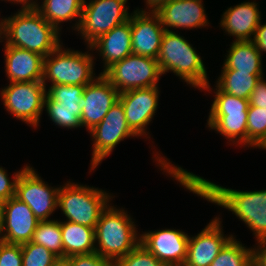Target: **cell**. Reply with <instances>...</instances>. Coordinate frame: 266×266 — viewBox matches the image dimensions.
<instances>
[{
  "label": "cell",
  "instance_id": "cell-1",
  "mask_svg": "<svg viewBox=\"0 0 266 266\" xmlns=\"http://www.w3.org/2000/svg\"><path fill=\"white\" fill-rule=\"evenodd\" d=\"M59 31L35 8H22L0 22V38H6V45L36 52L43 57L60 45Z\"/></svg>",
  "mask_w": 266,
  "mask_h": 266
},
{
  "label": "cell",
  "instance_id": "cell-2",
  "mask_svg": "<svg viewBox=\"0 0 266 266\" xmlns=\"http://www.w3.org/2000/svg\"><path fill=\"white\" fill-rule=\"evenodd\" d=\"M157 61L162 74L170 70L195 88L210 89L201 57L183 36L165 31Z\"/></svg>",
  "mask_w": 266,
  "mask_h": 266
},
{
  "label": "cell",
  "instance_id": "cell-3",
  "mask_svg": "<svg viewBox=\"0 0 266 266\" xmlns=\"http://www.w3.org/2000/svg\"><path fill=\"white\" fill-rule=\"evenodd\" d=\"M136 232L134 222L127 212L108 205L96 224L95 241H98L99 247H95V252L116 262L140 243Z\"/></svg>",
  "mask_w": 266,
  "mask_h": 266
},
{
  "label": "cell",
  "instance_id": "cell-4",
  "mask_svg": "<svg viewBox=\"0 0 266 266\" xmlns=\"http://www.w3.org/2000/svg\"><path fill=\"white\" fill-rule=\"evenodd\" d=\"M109 199L111 196L98 188L67 183L59 189L57 206L61 208L68 221L96 228L100 214L107 207Z\"/></svg>",
  "mask_w": 266,
  "mask_h": 266
},
{
  "label": "cell",
  "instance_id": "cell-5",
  "mask_svg": "<svg viewBox=\"0 0 266 266\" xmlns=\"http://www.w3.org/2000/svg\"><path fill=\"white\" fill-rule=\"evenodd\" d=\"M93 56L74 50H62L60 44L47 57H44L43 83L51 85H84L95 80L93 77Z\"/></svg>",
  "mask_w": 266,
  "mask_h": 266
},
{
  "label": "cell",
  "instance_id": "cell-6",
  "mask_svg": "<svg viewBox=\"0 0 266 266\" xmlns=\"http://www.w3.org/2000/svg\"><path fill=\"white\" fill-rule=\"evenodd\" d=\"M101 74L121 93L157 86L162 72L157 59L132 53Z\"/></svg>",
  "mask_w": 266,
  "mask_h": 266
},
{
  "label": "cell",
  "instance_id": "cell-7",
  "mask_svg": "<svg viewBox=\"0 0 266 266\" xmlns=\"http://www.w3.org/2000/svg\"><path fill=\"white\" fill-rule=\"evenodd\" d=\"M127 0H84L82 17L77 31H80L90 46L100 36L130 19Z\"/></svg>",
  "mask_w": 266,
  "mask_h": 266
},
{
  "label": "cell",
  "instance_id": "cell-8",
  "mask_svg": "<svg viewBox=\"0 0 266 266\" xmlns=\"http://www.w3.org/2000/svg\"><path fill=\"white\" fill-rule=\"evenodd\" d=\"M1 97L7 111L36 127L44 108L46 85L43 81L10 83L2 89Z\"/></svg>",
  "mask_w": 266,
  "mask_h": 266
},
{
  "label": "cell",
  "instance_id": "cell-9",
  "mask_svg": "<svg viewBox=\"0 0 266 266\" xmlns=\"http://www.w3.org/2000/svg\"><path fill=\"white\" fill-rule=\"evenodd\" d=\"M94 139L91 170L109 155L124 138L136 136L129 128L124 108L118 100L103 120L89 131Z\"/></svg>",
  "mask_w": 266,
  "mask_h": 266
},
{
  "label": "cell",
  "instance_id": "cell-10",
  "mask_svg": "<svg viewBox=\"0 0 266 266\" xmlns=\"http://www.w3.org/2000/svg\"><path fill=\"white\" fill-rule=\"evenodd\" d=\"M33 169L24 167L17 180L15 197L26 203L39 221H45L58 208L60 188H50Z\"/></svg>",
  "mask_w": 266,
  "mask_h": 266
},
{
  "label": "cell",
  "instance_id": "cell-11",
  "mask_svg": "<svg viewBox=\"0 0 266 266\" xmlns=\"http://www.w3.org/2000/svg\"><path fill=\"white\" fill-rule=\"evenodd\" d=\"M84 85H51L46 91L44 107L48 116L58 126L77 128L81 124L79 103L83 96Z\"/></svg>",
  "mask_w": 266,
  "mask_h": 266
},
{
  "label": "cell",
  "instance_id": "cell-12",
  "mask_svg": "<svg viewBox=\"0 0 266 266\" xmlns=\"http://www.w3.org/2000/svg\"><path fill=\"white\" fill-rule=\"evenodd\" d=\"M118 90L100 73L83 90L81 102V124L89 131L98 125L110 108L118 101Z\"/></svg>",
  "mask_w": 266,
  "mask_h": 266
},
{
  "label": "cell",
  "instance_id": "cell-13",
  "mask_svg": "<svg viewBox=\"0 0 266 266\" xmlns=\"http://www.w3.org/2000/svg\"><path fill=\"white\" fill-rule=\"evenodd\" d=\"M158 91V87L153 86L119 93L118 100L124 108L127 124L136 136L146 135L145 127L157 110Z\"/></svg>",
  "mask_w": 266,
  "mask_h": 266
},
{
  "label": "cell",
  "instance_id": "cell-14",
  "mask_svg": "<svg viewBox=\"0 0 266 266\" xmlns=\"http://www.w3.org/2000/svg\"><path fill=\"white\" fill-rule=\"evenodd\" d=\"M189 236L180 230L165 229L145 232L140 243L167 266H181L187 257Z\"/></svg>",
  "mask_w": 266,
  "mask_h": 266
},
{
  "label": "cell",
  "instance_id": "cell-15",
  "mask_svg": "<svg viewBox=\"0 0 266 266\" xmlns=\"http://www.w3.org/2000/svg\"><path fill=\"white\" fill-rule=\"evenodd\" d=\"M39 222L29 206L14 196L5 201L0 240L9 244L30 242Z\"/></svg>",
  "mask_w": 266,
  "mask_h": 266
},
{
  "label": "cell",
  "instance_id": "cell-16",
  "mask_svg": "<svg viewBox=\"0 0 266 266\" xmlns=\"http://www.w3.org/2000/svg\"><path fill=\"white\" fill-rule=\"evenodd\" d=\"M164 32L154 12L137 9L131 15L132 53L157 59Z\"/></svg>",
  "mask_w": 266,
  "mask_h": 266
},
{
  "label": "cell",
  "instance_id": "cell-17",
  "mask_svg": "<svg viewBox=\"0 0 266 266\" xmlns=\"http://www.w3.org/2000/svg\"><path fill=\"white\" fill-rule=\"evenodd\" d=\"M220 218L215 217L195 237H189L185 266H210L224 245L233 237H225Z\"/></svg>",
  "mask_w": 266,
  "mask_h": 266
},
{
  "label": "cell",
  "instance_id": "cell-18",
  "mask_svg": "<svg viewBox=\"0 0 266 266\" xmlns=\"http://www.w3.org/2000/svg\"><path fill=\"white\" fill-rule=\"evenodd\" d=\"M154 13L159 17L164 31H170L167 27L193 29L208 25L202 0H172Z\"/></svg>",
  "mask_w": 266,
  "mask_h": 266
},
{
  "label": "cell",
  "instance_id": "cell-19",
  "mask_svg": "<svg viewBox=\"0 0 266 266\" xmlns=\"http://www.w3.org/2000/svg\"><path fill=\"white\" fill-rule=\"evenodd\" d=\"M5 67L10 83L43 80L44 57L36 52L5 44Z\"/></svg>",
  "mask_w": 266,
  "mask_h": 266
},
{
  "label": "cell",
  "instance_id": "cell-20",
  "mask_svg": "<svg viewBox=\"0 0 266 266\" xmlns=\"http://www.w3.org/2000/svg\"><path fill=\"white\" fill-rule=\"evenodd\" d=\"M257 4L243 2L233 8H228L222 15L221 26L229 35L235 36V41H251L256 29L261 23V15Z\"/></svg>",
  "mask_w": 266,
  "mask_h": 266
},
{
  "label": "cell",
  "instance_id": "cell-21",
  "mask_svg": "<svg viewBox=\"0 0 266 266\" xmlns=\"http://www.w3.org/2000/svg\"><path fill=\"white\" fill-rule=\"evenodd\" d=\"M88 47L100 51V56L105 62L104 71L115 62L132 54L131 16L128 21L100 36Z\"/></svg>",
  "mask_w": 266,
  "mask_h": 266
},
{
  "label": "cell",
  "instance_id": "cell-22",
  "mask_svg": "<svg viewBox=\"0 0 266 266\" xmlns=\"http://www.w3.org/2000/svg\"><path fill=\"white\" fill-rule=\"evenodd\" d=\"M64 258L95 252V228L70 221L60 222Z\"/></svg>",
  "mask_w": 266,
  "mask_h": 266
},
{
  "label": "cell",
  "instance_id": "cell-23",
  "mask_svg": "<svg viewBox=\"0 0 266 266\" xmlns=\"http://www.w3.org/2000/svg\"><path fill=\"white\" fill-rule=\"evenodd\" d=\"M223 69L249 74H263L262 58L253 41H234L230 46Z\"/></svg>",
  "mask_w": 266,
  "mask_h": 266
},
{
  "label": "cell",
  "instance_id": "cell-24",
  "mask_svg": "<svg viewBox=\"0 0 266 266\" xmlns=\"http://www.w3.org/2000/svg\"><path fill=\"white\" fill-rule=\"evenodd\" d=\"M42 3L41 7L37 4L35 9L57 30L60 29L59 23L79 17V21L75 25V29L78 30L84 0H44Z\"/></svg>",
  "mask_w": 266,
  "mask_h": 266
},
{
  "label": "cell",
  "instance_id": "cell-25",
  "mask_svg": "<svg viewBox=\"0 0 266 266\" xmlns=\"http://www.w3.org/2000/svg\"><path fill=\"white\" fill-rule=\"evenodd\" d=\"M248 113H228V115H209L207 125L233 143L247 144ZM234 140V141H233Z\"/></svg>",
  "mask_w": 266,
  "mask_h": 266
},
{
  "label": "cell",
  "instance_id": "cell-26",
  "mask_svg": "<svg viewBox=\"0 0 266 266\" xmlns=\"http://www.w3.org/2000/svg\"><path fill=\"white\" fill-rule=\"evenodd\" d=\"M263 74H249V72H235L232 69H223L217 86L228 94L249 100L251 92Z\"/></svg>",
  "mask_w": 266,
  "mask_h": 266
},
{
  "label": "cell",
  "instance_id": "cell-27",
  "mask_svg": "<svg viewBox=\"0 0 266 266\" xmlns=\"http://www.w3.org/2000/svg\"><path fill=\"white\" fill-rule=\"evenodd\" d=\"M31 242L44 246L58 258H64L61 226L57 220L40 221Z\"/></svg>",
  "mask_w": 266,
  "mask_h": 266
},
{
  "label": "cell",
  "instance_id": "cell-28",
  "mask_svg": "<svg viewBox=\"0 0 266 266\" xmlns=\"http://www.w3.org/2000/svg\"><path fill=\"white\" fill-rule=\"evenodd\" d=\"M210 266H253V249H247L232 237Z\"/></svg>",
  "mask_w": 266,
  "mask_h": 266
},
{
  "label": "cell",
  "instance_id": "cell-29",
  "mask_svg": "<svg viewBox=\"0 0 266 266\" xmlns=\"http://www.w3.org/2000/svg\"><path fill=\"white\" fill-rule=\"evenodd\" d=\"M266 144V109L248 107L247 145L262 148Z\"/></svg>",
  "mask_w": 266,
  "mask_h": 266
},
{
  "label": "cell",
  "instance_id": "cell-30",
  "mask_svg": "<svg viewBox=\"0 0 266 266\" xmlns=\"http://www.w3.org/2000/svg\"><path fill=\"white\" fill-rule=\"evenodd\" d=\"M216 95L209 115H228V113H248L249 100L223 92L216 85Z\"/></svg>",
  "mask_w": 266,
  "mask_h": 266
},
{
  "label": "cell",
  "instance_id": "cell-31",
  "mask_svg": "<svg viewBox=\"0 0 266 266\" xmlns=\"http://www.w3.org/2000/svg\"><path fill=\"white\" fill-rule=\"evenodd\" d=\"M22 266H51L58 257L44 246L26 242L21 244Z\"/></svg>",
  "mask_w": 266,
  "mask_h": 266
},
{
  "label": "cell",
  "instance_id": "cell-32",
  "mask_svg": "<svg viewBox=\"0 0 266 266\" xmlns=\"http://www.w3.org/2000/svg\"><path fill=\"white\" fill-rule=\"evenodd\" d=\"M115 266H167L159 261L141 243L130 253L115 262Z\"/></svg>",
  "mask_w": 266,
  "mask_h": 266
},
{
  "label": "cell",
  "instance_id": "cell-33",
  "mask_svg": "<svg viewBox=\"0 0 266 266\" xmlns=\"http://www.w3.org/2000/svg\"><path fill=\"white\" fill-rule=\"evenodd\" d=\"M0 266H22L21 244H9L0 240Z\"/></svg>",
  "mask_w": 266,
  "mask_h": 266
},
{
  "label": "cell",
  "instance_id": "cell-34",
  "mask_svg": "<svg viewBox=\"0 0 266 266\" xmlns=\"http://www.w3.org/2000/svg\"><path fill=\"white\" fill-rule=\"evenodd\" d=\"M70 266H115V262L101 257L96 252L73 255L67 258Z\"/></svg>",
  "mask_w": 266,
  "mask_h": 266
},
{
  "label": "cell",
  "instance_id": "cell-35",
  "mask_svg": "<svg viewBox=\"0 0 266 266\" xmlns=\"http://www.w3.org/2000/svg\"><path fill=\"white\" fill-rule=\"evenodd\" d=\"M23 170L24 169L17 172L12 178L13 182H10L5 172L6 170L0 167V198L1 199L6 201L15 196L17 180Z\"/></svg>",
  "mask_w": 266,
  "mask_h": 266
},
{
  "label": "cell",
  "instance_id": "cell-36",
  "mask_svg": "<svg viewBox=\"0 0 266 266\" xmlns=\"http://www.w3.org/2000/svg\"><path fill=\"white\" fill-rule=\"evenodd\" d=\"M249 106L266 109V81L261 77L249 98Z\"/></svg>",
  "mask_w": 266,
  "mask_h": 266
},
{
  "label": "cell",
  "instance_id": "cell-37",
  "mask_svg": "<svg viewBox=\"0 0 266 266\" xmlns=\"http://www.w3.org/2000/svg\"><path fill=\"white\" fill-rule=\"evenodd\" d=\"M252 41L260 54H262V52H266V24H259Z\"/></svg>",
  "mask_w": 266,
  "mask_h": 266
},
{
  "label": "cell",
  "instance_id": "cell-38",
  "mask_svg": "<svg viewBox=\"0 0 266 266\" xmlns=\"http://www.w3.org/2000/svg\"><path fill=\"white\" fill-rule=\"evenodd\" d=\"M259 249H253V266H266V239L258 240Z\"/></svg>",
  "mask_w": 266,
  "mask_h": 266
},
{
  "label": "cell",
  "instance_id": "cell-39",
  "mask_svg": "<svg viewBox=\"0 0 266 266\" xmlns=\"http://www.w3.org/2000/svg\"><path fill=\"white\" fill-rule=\"evenodd\" d=\"M170 1L172 0H146V4L152 9L151 12H155L160 6Z\"/></svg>",
  "mask_w": 266,
  "mask_h": 266
},
{
  "label": "cell",
  "instance_id": "cell-40",
  "mask_svg": "<svg viewBox=\"0 0 266 266\" xmlns=\"http://www.w3.org/2000/svg\"><path fill=\"white\" fill-rule=\"evenodd\" d=\"M6 1H13L18 2V3H22V8H35L37 6V3H35V1L31 2L30 0H6Z\"/></svg>",
  "mask_w": 266,
  "mask_h": 266
},
{
  "label": "cell",
  "instance_id": "cell-41",
  "mask_svg": "<svg viewBox=\"0 0 266 266\" xmlns=\"http://www.w3.org/2000/svg\"><path fill=\"white\" fill-rule=\"evenodd\" d=\"M51 266H70L67 258H58Z\"/></svg>",
  "mask_w": 266,
  "mask_h": 266
},
{
  "label": "cell",
  "instance_id": "cell-42",
  "mask_svg": "<svg viewBox=\"0 0 266 266\" xmlns=\"http://www.w3.org/2000/svg\"><path fill=\"white\" fill-rule=\"evenodd\" d=\"M4 205H5V201L0 198V234H1L2 224H3Z\"/></svg>",
  "mask_w": 266,
  "mask_h": 266
}]
</instances>
